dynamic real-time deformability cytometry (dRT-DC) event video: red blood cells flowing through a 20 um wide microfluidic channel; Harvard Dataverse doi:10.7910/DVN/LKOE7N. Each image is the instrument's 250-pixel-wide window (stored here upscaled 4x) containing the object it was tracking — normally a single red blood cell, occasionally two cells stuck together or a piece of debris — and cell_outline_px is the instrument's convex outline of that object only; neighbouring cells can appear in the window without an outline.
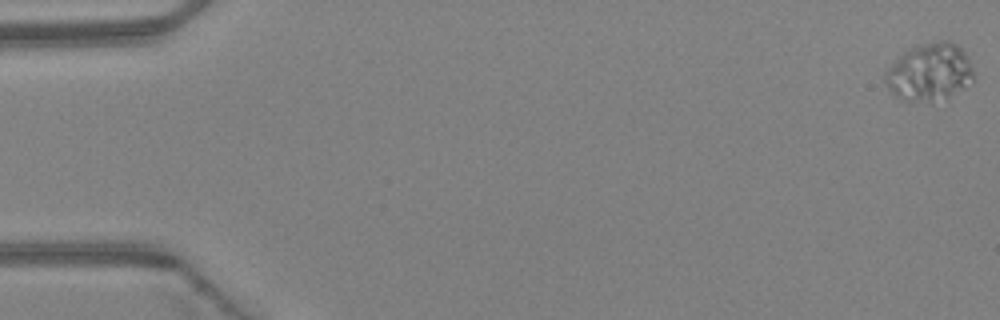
{"species": "Egyptian fruit bat (a non-hibernating species)", "species_latin": "Rousettus aegyptiacus", "temperature_condition": "warm", "stored_images_in_passage": 5, "camera_frame_rate_fps": 3000, "um_per_image_px": 0.085, "animal": {"sex": "female"}, "frame": {"image": 1, "passage_image": 1, "time_ms": 0.0, "image_size_px": [1000, 320], "cell_outline_px": [[976, 76], [972, 80], [944, 96], [916, 100], [900, 100], [884, 84], [884, 72], [908, 48], [940, 40], [948, 40], [956, 44], [968, 56], [976, 72]], "centroid_in_image_um": [78.99, 6.06], "position_along_channel_um": 6.0, "area_um2": 28.73}}
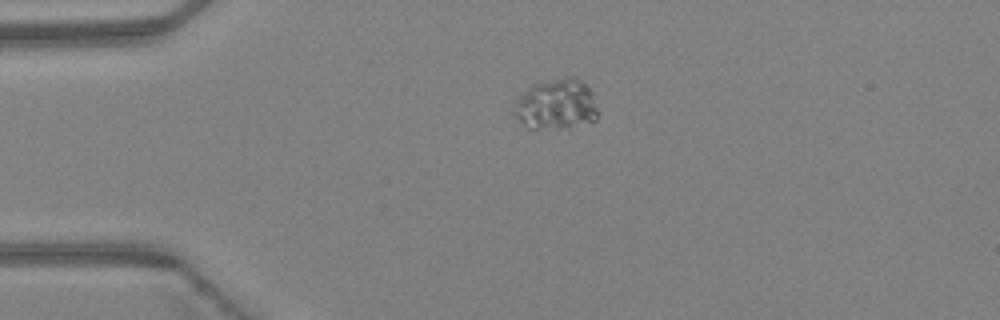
{"frame": {"image": 2, "passage_image": 4, "time_ms": 1.0, "image_size_px": [1000, 320], "cell_outline_px": [[596, 120], [568, 128], [528, 128], [512, 112], [512, 104], [532, 84], [564, 76], [576, 76], [588, 84], [592, 92], [596, 108]], "centroid_in_image_um": [47.28, 8.84], "position_along_channel_um": 37.7, "area_um2": 24.91}}